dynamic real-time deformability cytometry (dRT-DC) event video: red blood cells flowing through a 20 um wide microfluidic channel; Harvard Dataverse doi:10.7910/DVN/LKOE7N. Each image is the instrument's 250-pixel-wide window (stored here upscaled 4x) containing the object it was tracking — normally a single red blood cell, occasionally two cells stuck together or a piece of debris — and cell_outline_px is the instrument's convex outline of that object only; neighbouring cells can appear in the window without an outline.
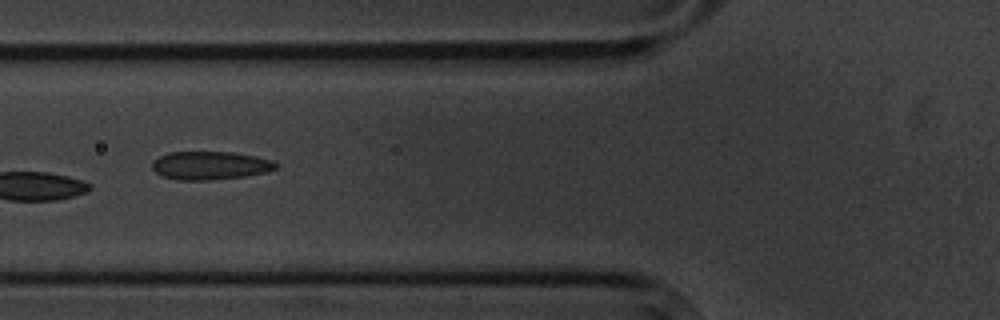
{"species": "common noctule bat (a hibernating species)", "species_latin": "Nyctalus noctula", "temperature_condition": "cold", "stored_images_in_passage": 10, "camera_frame_rate_fps": 3000, "um_per_image_px": 0.085, "animal": {"sex": "male", "body_mass_g": 20.1, "forearm_length_mm": 53.5}, "frame": {"image": 1, "passage_image": 5, "time_ms": 5.0, "image_size_px": [1000, 320], "cell_outline_px": [[276, 168], [268, 172], [244, 176], [208, 180], [176, 180], [164, 176], [156, 172], [152, 168], [152, 160], [168, 152], [232, 152], [256, 156], [272, 160], [276, 164]], "centroid_in_image_um": [17.85, 14.06], "position_along_channel_um": 108.0, "area_um2": 20.35}}
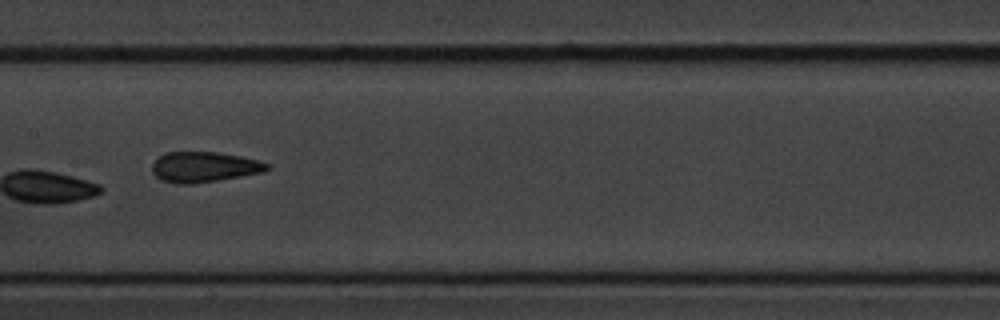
{"frame": {"image": 2, "passage_image": 7, "time_ms": 7.333, "image_size_px": [1000, 320], "cell_outline_px": [[268, 168], [264, 172], [192, 184], [176, 184], [160, 180], [152, 172], [152, 164], [164, 152], [216, 152], [240, 156], [260, 160], [268, 164]], "centroid_in_image_um": [17.32, 14.19], "position_along_channel_um": 190.1, "area_um2": 20.29}}